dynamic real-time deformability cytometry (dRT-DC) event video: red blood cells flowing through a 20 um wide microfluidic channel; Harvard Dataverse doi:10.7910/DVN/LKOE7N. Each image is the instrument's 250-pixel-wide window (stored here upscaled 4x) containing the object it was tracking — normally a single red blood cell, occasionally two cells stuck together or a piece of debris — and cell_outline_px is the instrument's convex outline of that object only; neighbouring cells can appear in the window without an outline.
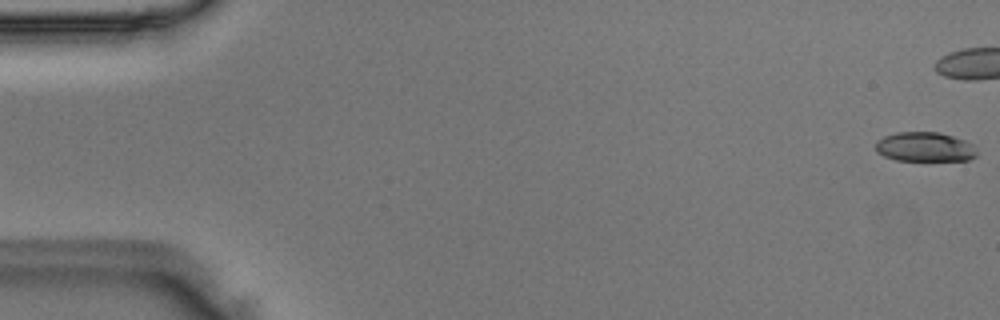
{"species": "Egyptian fruit bat (a non-hibernating species)", "species_latin": "Rousettus aegyptiacus", "temperature_condition": "room temperature", "stored_images_in_passage": 41, "camera_frame_rate_fps": 3000, "um_per_image_px": 0.085, "animal": {"sex": "male"}, "frame": {"image": 1, "passage_image": 1, "time_ms": 0.0, "image_size_px": [1000, 320], "cell_outline_px": [[976, 156], [968, 160], [896, 160], [884, 156], [876, 152], [876, 140], [884, 136], [896, 132], [940, 132], [964, 140], [972, 144], [976, 152]], "centroid_in_image_um": [78.57, 12.48], "position_along_channel_um": 6.4, "area_um2": 17.34}}
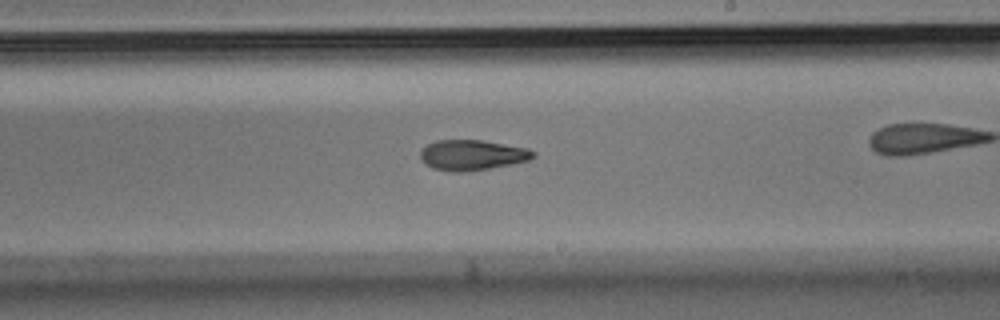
{"frame": {"image": 2, "passage_image": 30, "time_ms": 9.667, "image_size_px": [1000, 320], "cell_outline_px": [[536, 156], [528, 160], [512, 164], [464, 172], [452, 172], [432, 168], [420, 160], [420, 152], [428, 144], [436, 140], [480, 140], [528, 148], [536, 152]], "centroid_in_image_um": [40.13, 13.18], "position_along_channel_um": 248.9, "area_um2": 19.94}}
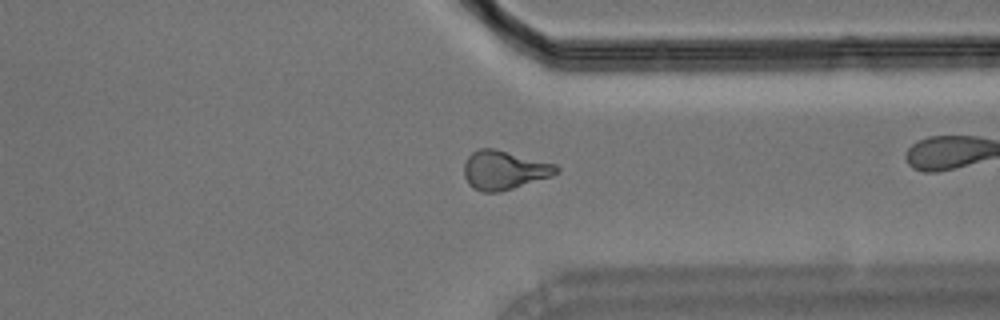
{"frame": {"image": 3, "passage_image": 39, "time_ms": 12.667, "image_size_px": [1000, 320], "cell_outline_px": [[560, 172], [552, 176], [500, 192], [484, 192], [472, 188], [468, 184], [464, 176], [464, 164], [468, 156], [472, 152], [480, 148], [492, 148], [556, 164], [560, 168]], "centroid_in_image_um": [42.85, 14.46], "position_along_channel_um": 368.5, "area_um2": 20.92}}